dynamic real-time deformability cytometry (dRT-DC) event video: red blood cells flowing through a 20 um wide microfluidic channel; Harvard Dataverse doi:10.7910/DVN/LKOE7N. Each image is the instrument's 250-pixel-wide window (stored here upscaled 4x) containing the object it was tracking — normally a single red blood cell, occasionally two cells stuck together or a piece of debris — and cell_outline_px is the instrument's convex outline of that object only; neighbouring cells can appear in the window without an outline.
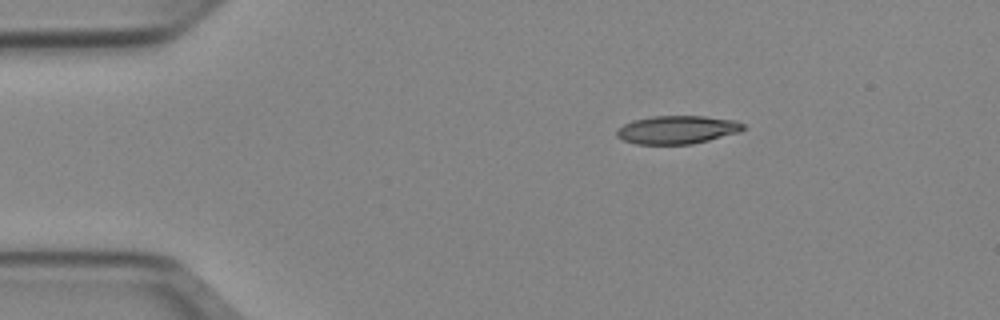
{"species": "Egyptian fruit bat (a non-hibernating species)", "species_latin": "Rousettus aegyptiacus", "temperature_condition": "cold", "stored_images_in_passage": 43, "camera_frame_rate_fps": 3000, "um_per_image_px": 0.085, "animal": {"sex": "female"}, "frame": {"image": 1, "passage_image": 1, "time_ms": 0.0, "image_size_px": [1000, 320], "cell_outline_px": [[748, 128], [740, 132], [692, 144], [636, 144], [624, 140], [616, 136], [616, 128], [632, 120], [652, 116], [704, 116], [736, 120], [744, 124]], "centroid_in_image_um": [57.57, 11.02], "position_along_channel_um": 27.4, "area_um2": 20.98}}
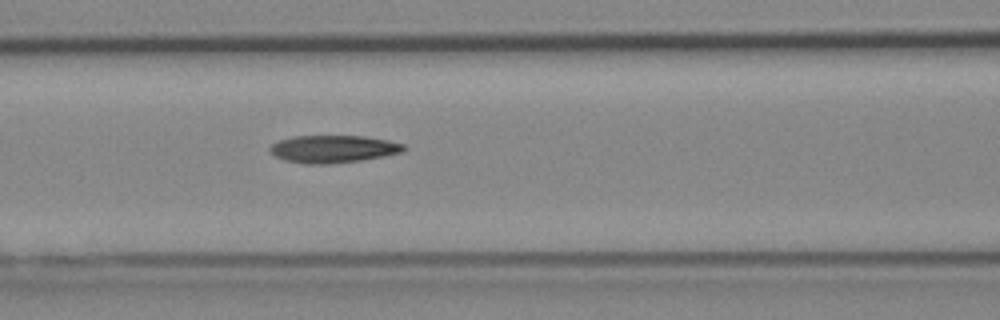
{"frame": {"image": 2, "passage_image": 14, "time_ms": 4.333, "image_size_px": [1000, 320], "cell_outline_px": [[408, 148], [404, 152], [384, 156], [360, 160], [328, 164], [304, 164], [284, 160], [276, 156], [268, 148], [272, 144], [280, 140], [292, 136], [364, 136], [388, 140], [404, 144]], "centroid_in_image_um": [28.35, 12.66], "position_along_channel_um": 138.2, "area_um2": 21.5}}
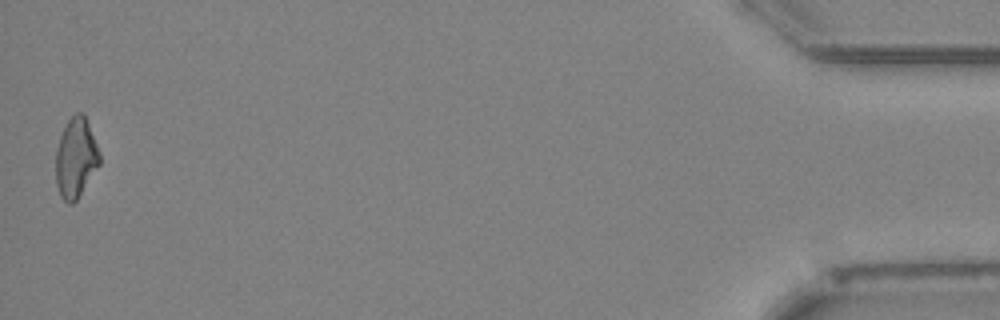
{"frame": {"image": 3, "passage_image": 43, "time_ms": 14.0, "image_size_px": [1000, 320], "cell_outline_px": [[100, 164], [76, 200], [72, 204], [68, 204], [60, 196], [56, 184], [56, 148], [60, 136], [68, 120], [76, 112], [84, 112], [100, 152]], "centroid_in_image_um": [6.44, 13.41], "position_along_channel_um": 428.8, "area_um2": 20.4}, "authors_computed_cell_mechanics": {"area_um2": 21.1548, "velocity_mm_per_s": 3.9613, "shape_relaxation_time_tau1_ms": null, "shape_relaxation_time_tau2_ms": 4.9872, "deformation_change_tau1": null, "deformation_change_tau2": 0.1385}}